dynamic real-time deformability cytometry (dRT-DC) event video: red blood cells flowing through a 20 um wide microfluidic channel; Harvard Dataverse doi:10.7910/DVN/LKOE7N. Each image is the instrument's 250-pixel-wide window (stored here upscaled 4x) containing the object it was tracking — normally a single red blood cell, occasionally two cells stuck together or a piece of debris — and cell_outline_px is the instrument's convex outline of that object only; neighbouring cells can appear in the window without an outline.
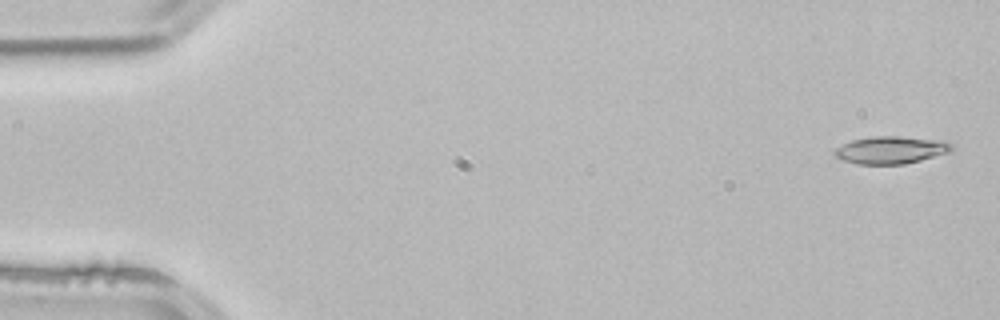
{"species": "common noctule bat (a hibernating species)", "species_latin": "Nyctalus noctula", "temperature_condition": "room temperature", "stored_images_in_passage": 3, "segment_of_instrument_passage": [2, 2], "camera_frame_rate_fps": 3000, "um_per_image_px": 0.085, "animal": {"sex": "male", "body_mass_g": 21.5, "forearm_length_mm": 52.0}, "frame": {"image": 1, "passage_image": 3, "time_ms": 0.667, "image_size_px": [1000, 320], "cell_outline_px": [[952, 148], [948, 152], [920, 160], [904, 164], [856, 164], [844, 160], [836, 156], [832, 152], [836, 148], [852, 140], [872, 136], [900, 136], [948, 140], [952, 144]], "centroid_in_image_um": [75.74, 12.73], "position_along_channel_um": 9.3, "area_um2": 18.73}}